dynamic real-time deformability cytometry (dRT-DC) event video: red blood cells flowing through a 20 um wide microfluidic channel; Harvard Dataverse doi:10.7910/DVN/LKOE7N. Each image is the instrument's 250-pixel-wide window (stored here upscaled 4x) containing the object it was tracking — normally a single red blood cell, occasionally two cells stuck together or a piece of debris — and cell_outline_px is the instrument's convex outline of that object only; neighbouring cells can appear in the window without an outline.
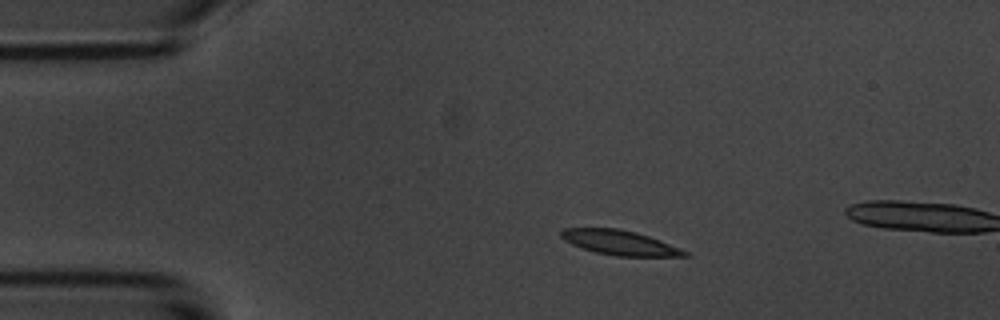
{"species": "common noctule bat (a hibernating species)", "species_latin": "Nyctalus noctula", "temperature_condition": "room temperature", "stored_images_in_passage": 3, "camera_frame_rate_fps": 3000, "um_per_image_px": 0.085, "animal": {"sex": "male", "body_mass_g": 20.1, "forearm_length_mm": 53.5}, "frame": {"image": 1, "passage_image": 2, "time_ms": 1.0, "image_size_px": [1000, 320], "cell_outline_px": [[692, 256], [616, 256], [596, 252], [572, 244], [564, 240], [560, 236], [560, 232], [564, 228], [620, 228], [636, 232], [660, 240], [680, 248], [688, 252]], "centroid_in_image_um": [52.69, 20.62], "position_along_channel_um": 32.3, "area_um2": 17.69}}